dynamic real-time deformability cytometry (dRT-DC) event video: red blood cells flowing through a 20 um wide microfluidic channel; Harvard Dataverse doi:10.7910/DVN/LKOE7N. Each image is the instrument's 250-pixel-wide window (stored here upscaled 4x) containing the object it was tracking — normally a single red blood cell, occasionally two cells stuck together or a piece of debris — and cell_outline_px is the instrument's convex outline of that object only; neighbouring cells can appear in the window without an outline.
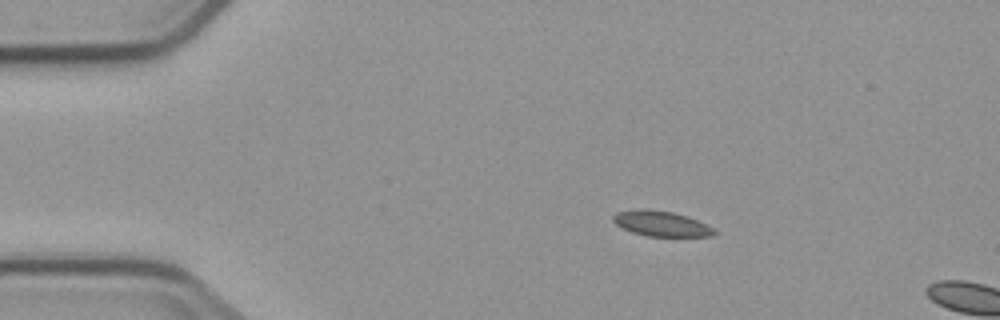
{"species": "common noctule bat (a hibernating species)", "species_latin": "Nyctalus noctula", "temperature_condition": "cold", "stored_images_in_passage": 2, "camera_frame_rate_fps": 3000, "um_per_image_px": 0.085, "animal": {"sex": "male", "body_mass_g": 23.1, "forearm_length_mm": 52.7}, "frame": {"image": 1, "passage_image": 1, "time_ms": 0.0, "image_size_px": [1000, 320], "cell_outline_px": [[716, 232], [712, 236], [644, 236], [632, 232], [616, 224], [612, 220], [612, 216], [616, 212], [644, 208], [672, 212], [688, 216], [712, 228]], "centroid_in_image_um": [56.15, 19.0], "position_along_channel_um": 28.8, "area_um2": 14.74}}